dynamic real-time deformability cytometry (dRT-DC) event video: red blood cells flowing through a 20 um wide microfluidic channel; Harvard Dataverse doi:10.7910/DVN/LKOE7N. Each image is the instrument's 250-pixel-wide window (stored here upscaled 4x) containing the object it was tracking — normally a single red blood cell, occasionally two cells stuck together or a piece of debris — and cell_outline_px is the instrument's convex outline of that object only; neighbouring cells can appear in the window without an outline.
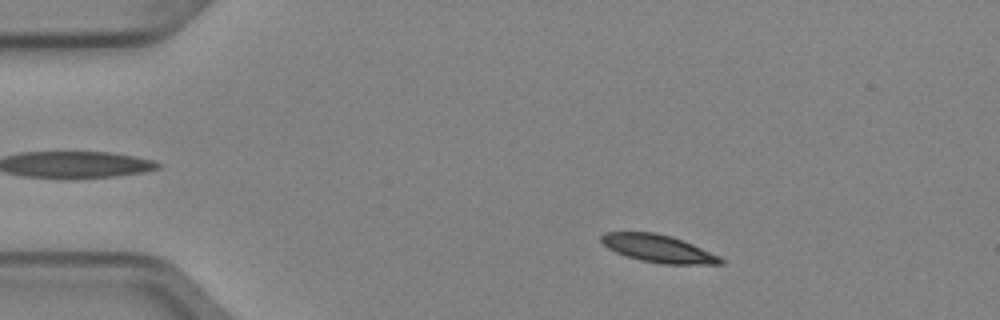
{"species": "Egyptian fruit bat (a non-hibernating species)", "species_latin": "Rousettus aegyptiacus", "temperature_condition": "cold", "stored_images_in_passage": 5, "camera_frame_rate_fps": 3000, "um_per_image_px": 0.085, "animal": {"sex": "female"}, "frame": {"image": 1, "passage_image": 1, "time_ms": 0.0, "image_size_px": [1000, 320], "cell_outline_px": [[724, 264], [660, 264], [640, 260], [616, 252], [608, 248], [600, 240], [600, 236], [604, 232], [656, 232], [672, 236], [684, 240], [720, 256], [724, 260]], "centroid_in_image_um": [55.97, 21.12], "position_along_channel_um": 29.0, "area_um2": 19.31}}
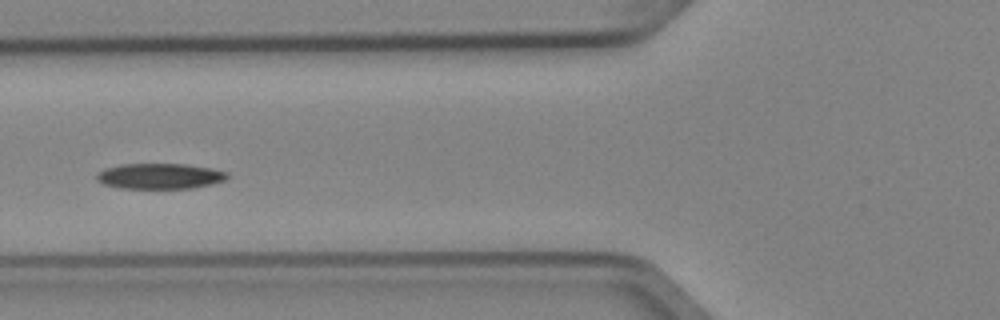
{"frame": {"image": 2, "passage_image": 4, "time_ms": 1.0, "image_size_px": [1000, 320], "cell_outline_px": [[228, 176], [224, 180], [212, 184], [192, 188], [120, 188], [104, 184], [96, 180], [96, 172], [104, 168], [120, 164], [184, 164], [212, 168], [228, 172]], "centroid_in_image_um": [13.55, 14.96], "position_along_channel_um": 112.2, "area_um2": 19.54}}
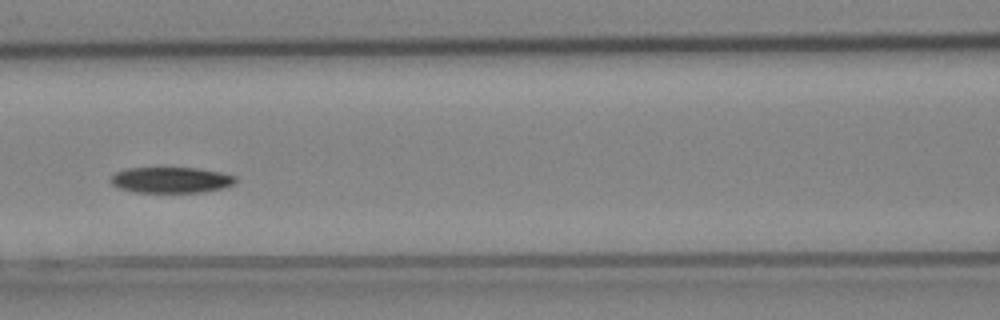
{"frame": {"image": 3, "passage_image": 5, "time_ms": 1.333, "image_size_px": [1000, 320], "cell_outline_px": [[236, 184], [224, 188], [200, 192], [136, 192], [120, 188], [112, 184], [112, 176], [116, 172], [128, 168], [196, 168], [220, 172], [236, 176]], "centroid_in_image_um": [14.59, 15.3], "position_along_channel_um": 152.0, "area_um2": 18.67}}